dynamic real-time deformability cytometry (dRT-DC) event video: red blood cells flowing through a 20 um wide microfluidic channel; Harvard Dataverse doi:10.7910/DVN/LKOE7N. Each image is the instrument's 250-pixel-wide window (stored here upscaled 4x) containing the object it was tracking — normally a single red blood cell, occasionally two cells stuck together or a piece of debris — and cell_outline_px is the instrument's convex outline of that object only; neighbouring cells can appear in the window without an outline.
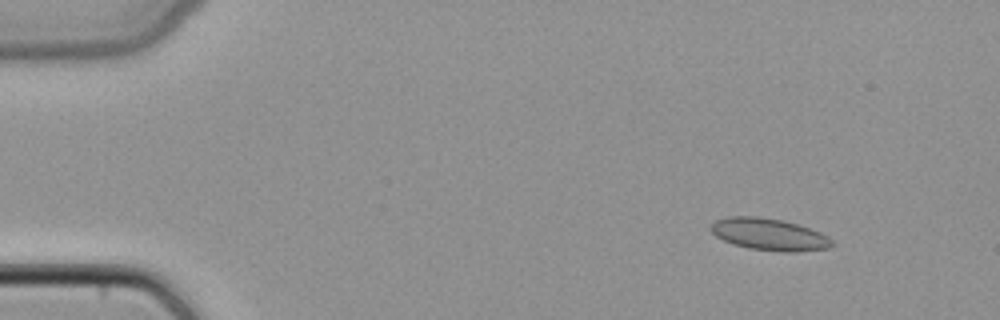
{"species": "common noctule bat (a hibernating species)", "species_latin": "Nyctalus noctula", "temperature_condition": "cold", "stored_images_in_passage": 49, "camera_frame_rate_fps": 3000, "um_per_image_px": 0.085, "animal": {"sex": "female", "body_mass_g": 22.7, "forearm_length_mm": 54.2}, "frame": {"image": 1, "passage_image": 6, "time_ms": 1.667, "image_size_px": [1000, 320], "cell_outline_px": [[836, 244], [828, 248], [796, 252], [784, 252], [748, 248], [732, 244], [716, 236], [708, 228], [716, 220], [728, 216], [760, 216], [784, 220], [820, 232], [828, 236]], "centroid_in_image_um": [65.38, 19.92], "position_along_channel_um": 19.6, "area_um2": 22.72}}
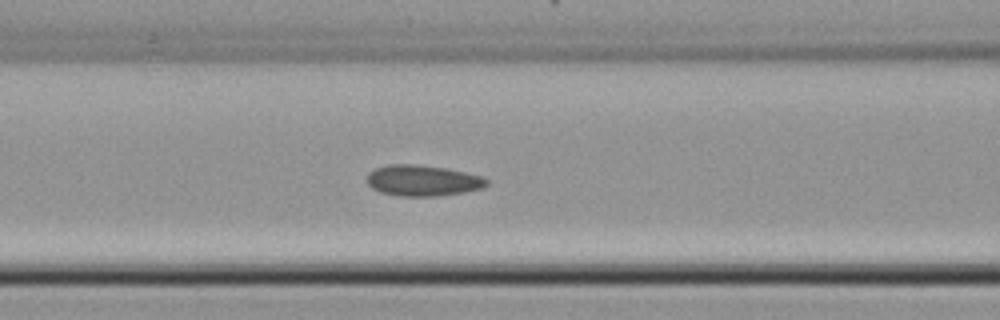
{"frame": {"image": 2, "passage_image": 21, "time_ms": 6.667, "image_size_px": [1000, 320], "cell_outline_px": [[488, 184], [480, 188], [464, 192], [436, 196], [400, 196], [380, 192], [372, 188], [368, 184], [368, 172], [376, 168], [388, 164], [416, 164], [448, 168], [480, 176], [488, 180]], "centroid_in_image_um": [35.9, 15.34], "position_along_channel_um": 130.7, "area_um2": 21.5}}
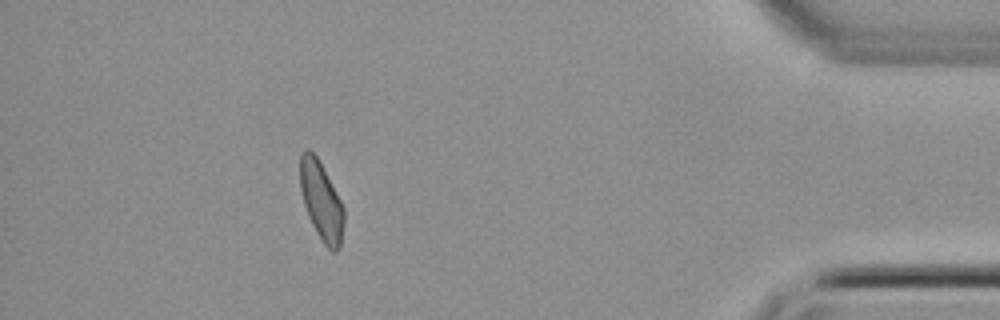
{"frame": {"image": 3, "passage_image": 44, "time_ms": 14.333, "image_size_px": [1000, 320], "cell_outline_px": [[344, 220], [340, 248], [336, 252], [332, 252], [324, 244], [316, 232], [308, 216], [304, 204], [300, 188], [300, 152], [304, 148], [308, 148], [316, 156], [336, 192], [344, 208]], "centroid_in_image_um": [27.3, 17.09], "position_along_channel_um": 407.9, "area_um2": 19.94}}